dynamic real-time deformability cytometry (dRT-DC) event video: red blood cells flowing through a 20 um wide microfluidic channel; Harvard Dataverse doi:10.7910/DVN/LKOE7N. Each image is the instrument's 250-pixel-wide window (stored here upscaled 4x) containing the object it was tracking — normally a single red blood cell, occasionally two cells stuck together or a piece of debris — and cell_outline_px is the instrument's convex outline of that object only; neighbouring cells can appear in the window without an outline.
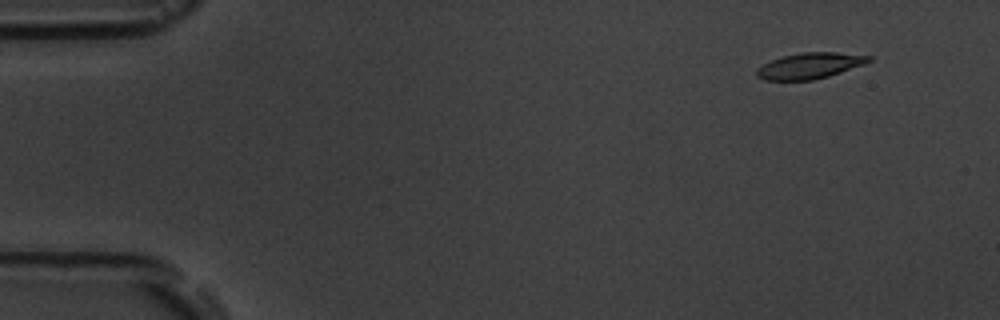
{"species": "common noctule bat (a hibernating species)", "species_latin": "Nyctalus noctula", "temperature_condition": "room temperature", "stored_images_in_passage": 6, "camera_frame_rate_fps": 3000, "um_per_image_px": 0.085, "animal": {"sex": "male", "body_mass_g": 19.5, "forearm_length_mm": 54.6}, "frame": {"image": 1, "passage_image": 1, "time_ms": 0.0, "image_size_px": [1000, 320], "cell_outline_px": [[872, 60], [864, 64], [828, 76], [812, 80], [764, 80], [756, 76], [756, 68], [772, 60], [784, 56], [804, 52], [836, 52], [872, 56]], "centroid_in_image_um": [68.82, 5.59], "position_along_channel_um": 16.2, "area_um2": 16.76}}
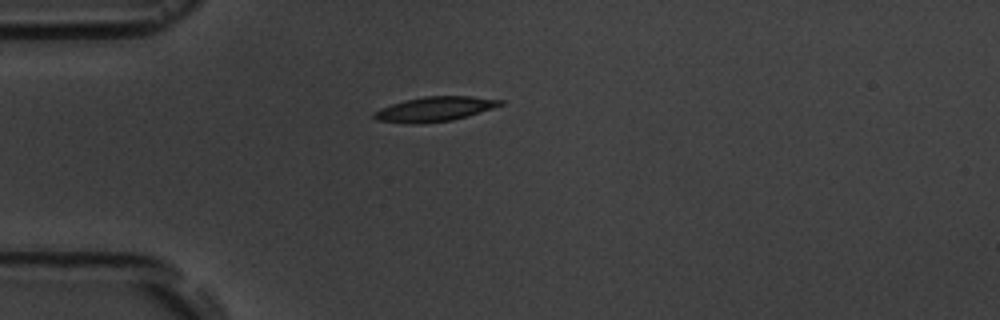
{"frame": {"image": 2, "passage_image": 4, "time_ms": 3.333, "image_size_px": [1000, 320], "cell_outline_px": [[504, 104], [468, 116], [452, 120], [420, 124], [408, 124], [376, 120], [372, 116], [372, 112], [380, 108], [404, 100], [424, 96], [472, 96], [504, 100]], "centroid_in_image_um": [36.92, 9.27], "position_along_channel_um": 48.1, "area_um2": 18.32}}
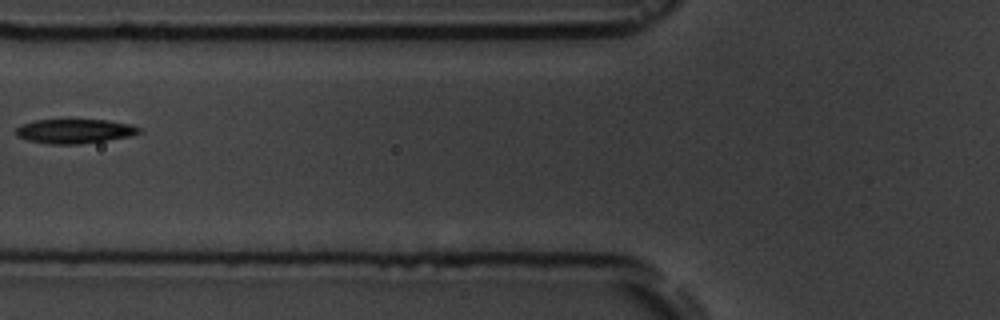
{"frame": {"image": 3, "passage_image": 6, "time_ms": 5.667, "image_size_px": [1000, 320], "cell_outline_px": [[140, 132], [132, 136], [80, 144], [48, 144], [28, 140], [16, 136], [16, 128], [20, 124], [36, 120], [68, 116], [108, 120], [128, 124], [140, 128]], "centroid_in_image_um": [6.29, 11.09], "position_along_channel_um": 119.5, "area_um2": 18.44}}